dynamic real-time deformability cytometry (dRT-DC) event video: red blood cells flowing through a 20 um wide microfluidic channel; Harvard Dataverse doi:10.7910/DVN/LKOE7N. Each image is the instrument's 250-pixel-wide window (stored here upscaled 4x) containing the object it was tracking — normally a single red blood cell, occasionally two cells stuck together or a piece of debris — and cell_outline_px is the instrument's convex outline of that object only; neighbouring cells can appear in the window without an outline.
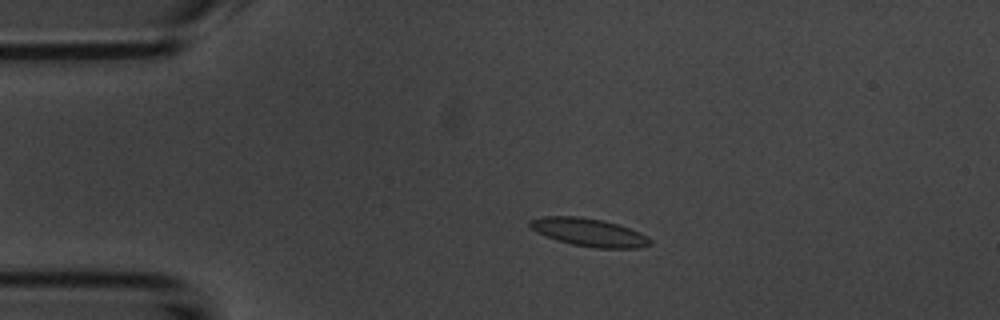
{"species": "common noctule bat (a hibernating species)", "species_latin": "Nyctalus noctula", "temperature_condition": "room temperature", "stored_images_in_passage": 44, "camera_frame_rate_fps": 3000, "um_per_image_px": 0.085, "animal": {"sex": "male", "body_mass_g": 20.1, "forearm_length_mm": 53.5}, "frame": {"image": 1, "passage_image": 1, "time_ms": 0.0, "image_size_px": [1000, 320], "cell_outline_px": [[652, 244], [640, 248], [596, 248], [572, 244], [556, 240], [536, 232], [528, 224], [528, 220], [544, 216], [580, 216], [604, 220], [640, 232], [648, 236], [652, 240]], "centroid_in_image_um": [50.07, 19.74], "position_along_channel_um": 34.9, "area_um2": 19.71}}
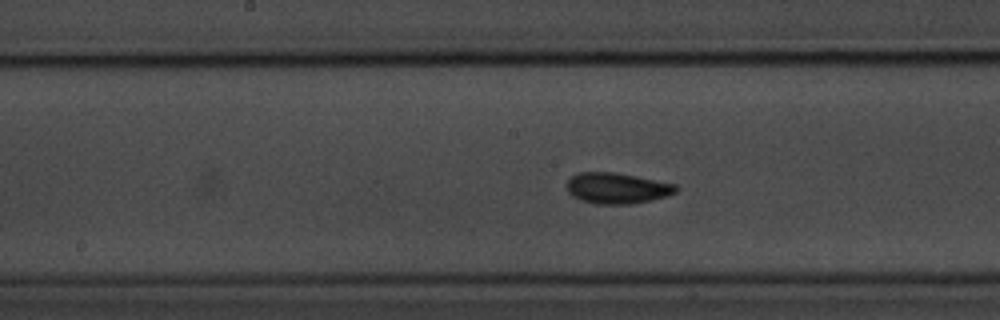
{"frame": {"image": 2, "passage_image": 17, "time_ms": 5.333, "image_size_px": [1000, 320], "cell_outline_px": [[680, 188], [676, 192], [668, 196], [652, 200], [632, 204], [596, 204], [580, 200], [572, 196], [568, 192], [568, 180], [576, 172], [616, 172], [676, 184]], "centroid_in_image_um": [52.47, 16.0], "position_along_channel_um": 195.7, "area_um2": 19.83}}
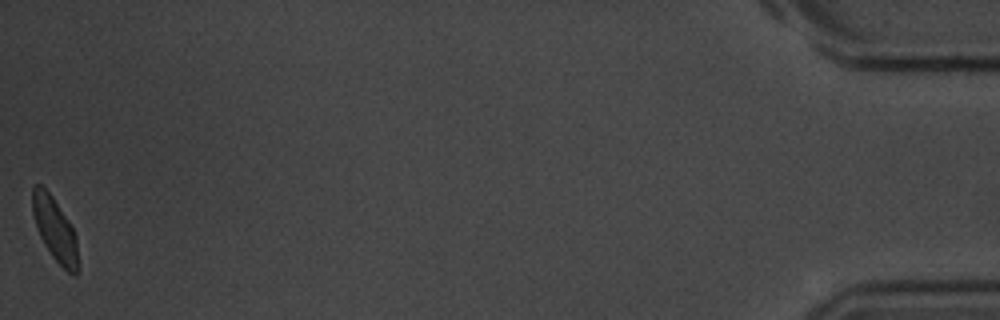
{"frame": {"image": 3, "passage_image": 44, "time_ms": 14.333, "image_size_px": [1000, 320], "cell_outline_px": [[80, 272], [76, 276], [72, 276], [52, 256], [44, 244], [40, 236], [32, 212], [32, 188], [36, 184], [40, 184], [52, 196], [68, 220], [76, 236]], "centroid_in_image_um": [4.7, 19.55], "position_along_channel_um": 430.5, "area_um2": 16.94}, "authors_computed_cell_mechanics": {"area_um2": 18.1781, "velocity_mm_per_s": 3.6944, "shape_relaxation_time_tau1_ms": 5.5828, "shape_relaxation_time_tau2_ms": 2.8145, "deformation_change_tau1": 0.186, "deformation_change_tau2": 0.0474}}